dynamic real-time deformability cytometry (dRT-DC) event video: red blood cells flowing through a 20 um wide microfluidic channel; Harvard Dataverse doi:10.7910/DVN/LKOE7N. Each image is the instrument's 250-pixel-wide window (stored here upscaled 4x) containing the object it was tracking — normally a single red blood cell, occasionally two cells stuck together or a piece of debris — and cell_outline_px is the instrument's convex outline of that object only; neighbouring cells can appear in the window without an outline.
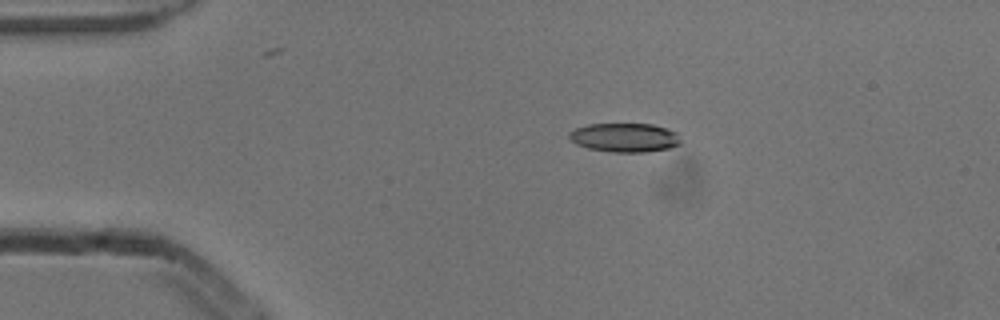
{"species": "common noctule bat (a hibernating species)", "species_latin": "Nyctalus noctula", "temperature_condition": "cold", "stored_images_in_passage": 5, "camera_frame_rate_fps": 3000, "um_per_image_px": 0.085, "animal": {"sex": "male", "body_mass_g": 13.3}, "frame": {"image": 1, "passage_image": 2, "time_ms": 0.333, "image_size_px": [1000, 320], "cell_outline_px": [[680, 144], [668, 148], [644, 152], [612, 152], [588, 148], [576, 144], [568, 136], [568, 132], [576, 128], [588, 124], [652, 124], [668, 128], [676, 132], [680, 140]], "centroid_in_image_um": [53.09, 11.68], "position_along_channel_um": 31.9, "area_um2": 18.79}}
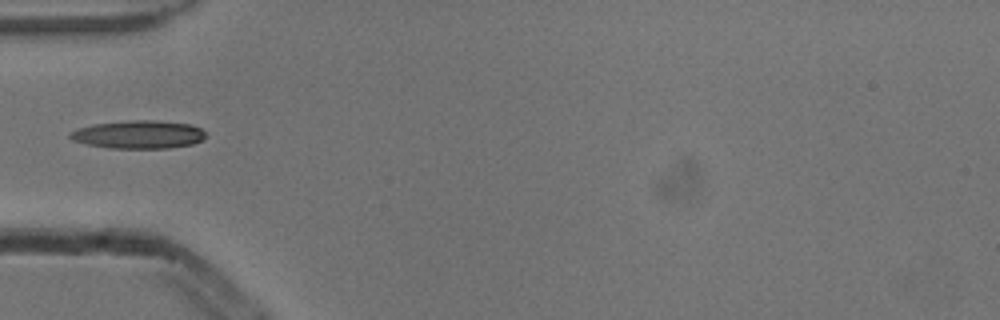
{"frame": {"image": 2, "passage_image": 4, "time_ms": 1.0, "image_size_px": [1000, 320], "cell_outline_px": [[204, 136], [200, 140], [192, 144], [168, 148], [108, 148], [88, 144], [72, 140], [68, 136], [68, 132], [76, 128], [92, 124], [128, 120], [156, 120], [192, 124], [200, 128], [204, 132]], "centroid_in_image_um": [11.72, 11.42], "position_along_channel_um": 73.3, "area_um2": 22.31}}
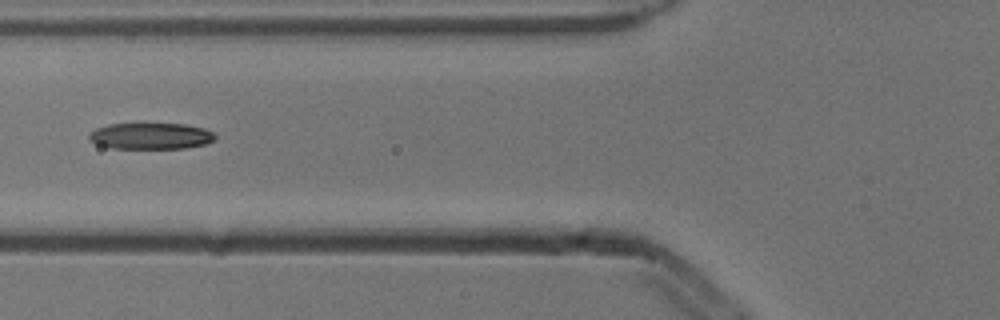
{"frame": {"image": 3, "passage_image": 5, "time_ms": 1.333, "image_size_px": [1000, 320], "cell_outline_px": [[216, 136], [212, 140], [204, 144], [184, 148], [112, 148], [96, 144], [88, 136], [96, 128], [108, 124], [136, 120], [144, 120], [184, 124], [204, 128], [212, 132]], "centroid_in_image_um": [12.78, 11.49], "position_along_channel_um": 113.0, "area_um2": 20.23}}